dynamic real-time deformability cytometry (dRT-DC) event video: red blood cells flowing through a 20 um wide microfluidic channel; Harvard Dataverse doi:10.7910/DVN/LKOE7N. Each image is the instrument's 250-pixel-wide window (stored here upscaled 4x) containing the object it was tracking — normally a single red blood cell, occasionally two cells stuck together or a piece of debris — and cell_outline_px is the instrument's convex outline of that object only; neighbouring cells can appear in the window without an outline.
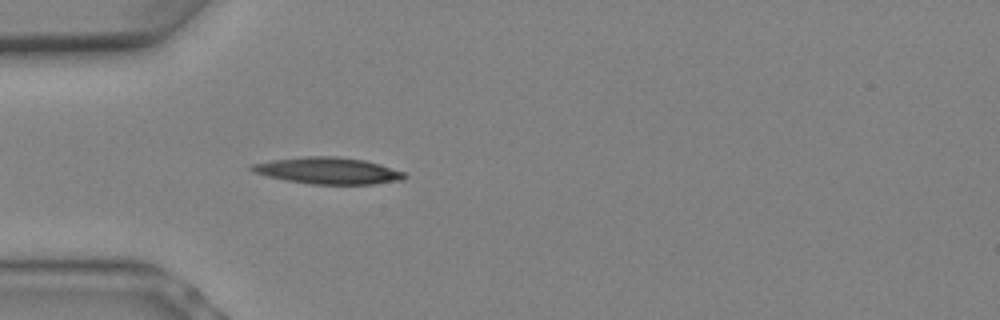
{"species": "Egyptian fruit bat (a non-hibernating species)", "species_latin": "Rousettus aegyptiacus", "temperature_condition": "warm", "stored_images_in_passage": 7, "camera_frame_rate_fps": 3000, "um_per_image_px": 0.085, "animal": {"sex": "female"}, "frame": {"image": 1, "passage_image": 7, "time_ms": 2.0, "image_size_px": [1000, 320], "cell_outline_px": [[408, 176], [404, 180], [376, 184], [312, 184], [288, 180], [268, 176], [252, 172], [248, 168], [252, 164], [272, 160], [304, 156], [336, 156], [364, 160], [380, 164], [404, 172]], "centroid_in_image_um": [27.91, 14.51], "position_along_channel_um": 57.1, "area_um2": 23.7}}